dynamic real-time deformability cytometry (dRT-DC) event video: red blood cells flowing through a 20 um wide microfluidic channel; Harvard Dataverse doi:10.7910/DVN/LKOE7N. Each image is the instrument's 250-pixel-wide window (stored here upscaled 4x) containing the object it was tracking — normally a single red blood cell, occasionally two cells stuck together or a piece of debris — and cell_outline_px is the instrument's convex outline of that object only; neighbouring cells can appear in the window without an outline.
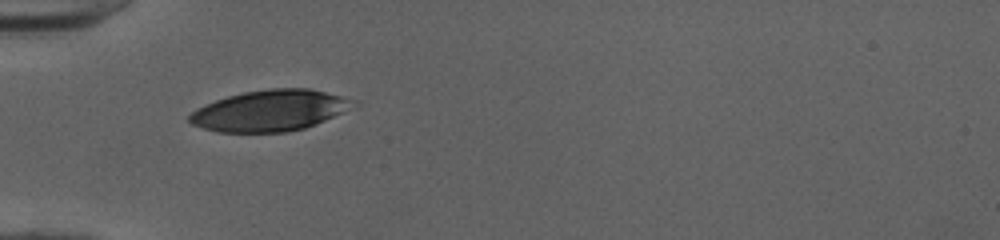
{"species": "human", "species_latin": "Homo sapiens", "temperature_condition": "cold", "stored_images_in_passage": 35, "camera_frame_rate_fps": 3000, "um_per_image_px": 0.085, "donor": {"sex": "female"}, "frame": {"image": 1, "passage_image": 1, "time_ms": 0.0, "image_size_px": [1000, 240], "cell_outline_px": [[356, 100], [344, 112], [304, 128], [288, 132], [216, 132], [192, 124], [188, 120], [188, 116], [196, 108], [216, 100], [228, 96], [244, 92], [268, 88], [308, 88]], "centroid_in_image_um": [22.89, 9.4], "position_along_channel_um": 62.1, "area_um2": 38.78}}
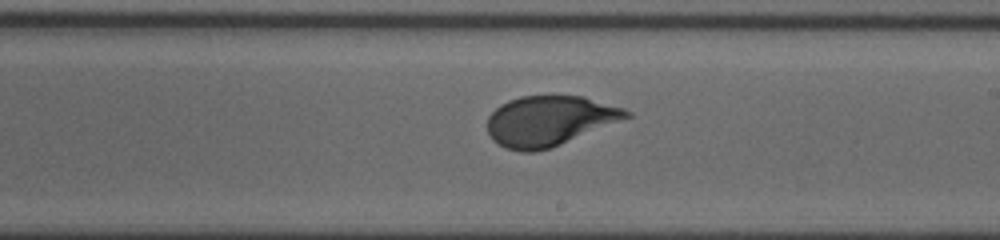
{"frame": {"image": 2, "passage_image": 15, "time_ms": 4.667, "image_size_px": [1000, 240], "cell_outline_px": [[632, 116], [552, 148], [536, 152], [520, 152], [504, 148], [492, 140], [488, 132], [488, 116], [500, 104], [508, 100], [520, 96], [584, 96], [624, 108], [632, 112]], "centroid_in_image_um": [46.69, 10.28], "position_along_channel_um": 242.3, "area_um2": 40.81}}
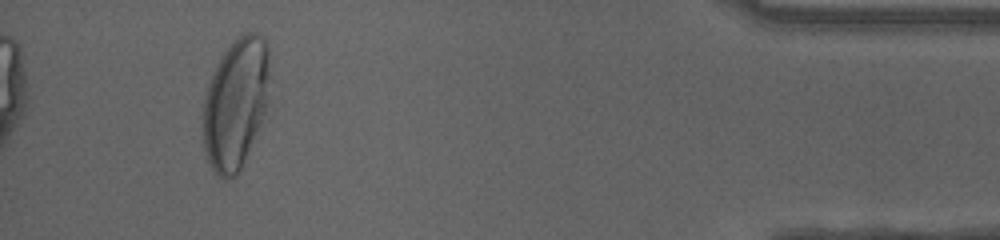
{"frame": {"image": 3, "passage_image": 32, "time_ms": 10.333, "image_size_px": [1000, 240], "cell_outline_px": [[268, 76], [264, 112], [240, 172], [236, 176], [228, 180], [224, 180], [212, 168], [208, 160], [204, 148], [204, 100], [208, 84], [224, 52], [232, 40], [244, 32], [256, 32], [264, 36], [268, 44]], "centroid_in_image_um": [20.03, 8.78], "position_along_channel_um": 415.2, "area_um2": 49.94}, "authors_computed_cell_mechanics": {"area_um2": 41.4426, "velocity_mm_per_s": 3.9898, "shape_relaxation_time_tau1_ms": 3.3278, "shape_relaxation_time_tau2_ms": null, "deformation_change_tau1": 0.165, "deformation_change_tau2": null}}